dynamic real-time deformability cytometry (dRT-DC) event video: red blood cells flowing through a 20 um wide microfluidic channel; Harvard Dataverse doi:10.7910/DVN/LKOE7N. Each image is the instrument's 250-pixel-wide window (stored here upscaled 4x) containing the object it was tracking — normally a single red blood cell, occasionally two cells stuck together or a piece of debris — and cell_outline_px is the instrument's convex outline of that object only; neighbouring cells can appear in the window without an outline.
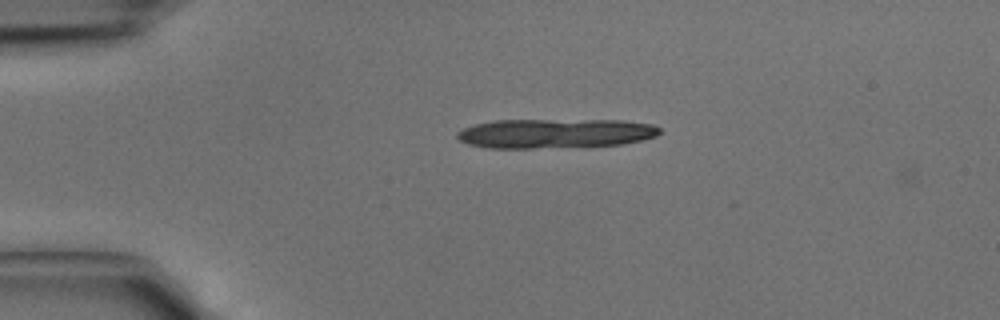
{"species": "common noctule bat (a hibernating species)", "species_latin": "Nyctalus noctula", "temperature_condition": "cold", "stored_images_in_passage": 2, "camera_frame_rate_fps": 3000, "um_per_image_px": 0.085, "animal": {"sex": "male", "body_mass_g": 15.6}, "frame": {"image": 1, "passage_image": 1, "time_ms": 0.0, "image_size_px": [1000, 320], "cell_outline_px": [[660, 132], [656, 136], [624, 144], [532, 148], [488, 148], [468, 144], [460, 140], [456, 136], [456, 132], [464, 128], [476, 124], [492, 120], [624, 120], [652, 124], [660, 128]], "centroid_in_image_um": [47.17, 11.33], "position_along_channel_um": 37.8, "area_um2": 34.68}}